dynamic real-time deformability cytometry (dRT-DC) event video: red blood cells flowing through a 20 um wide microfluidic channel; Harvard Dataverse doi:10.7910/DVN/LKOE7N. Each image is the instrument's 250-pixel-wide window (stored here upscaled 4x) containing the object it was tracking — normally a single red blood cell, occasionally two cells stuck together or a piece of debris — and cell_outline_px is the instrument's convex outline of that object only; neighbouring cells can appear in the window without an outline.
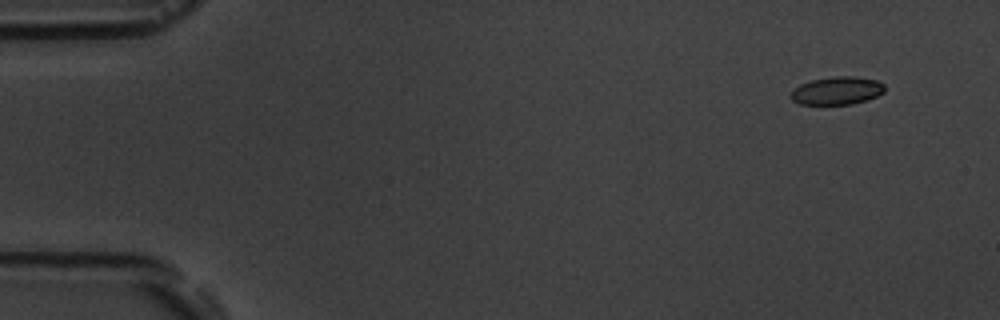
{"species": "common noctule bat (a hibernating species)", "species_latin": "Nyctalus noctula", "temperature_condition": "room temperature", "stored_images_in_passage": 5, "camera_frame_rate_fps": 3000, "um_per_image_px": 0.085, "animal": {"sex": "male", "body_mass_g": 19.5, "forearm_length_mm": 54.6}, "frame": {"image": 1, "passage_image": 2, "time_ms": 1.333, "image_size_px": [1000, 320], "cell_outline_px": [[884, 92], [868, 100], [852, 104], [800, 104], [792, 100], [788, 96], [800, 84], [812, 80], [836, 76], [856, 76], [880, 80], [884, 84]], "centroid_in_image_um": [71.18, 7.7], "position_along_channel_um": 13.8, "area_um2": 15.37}}
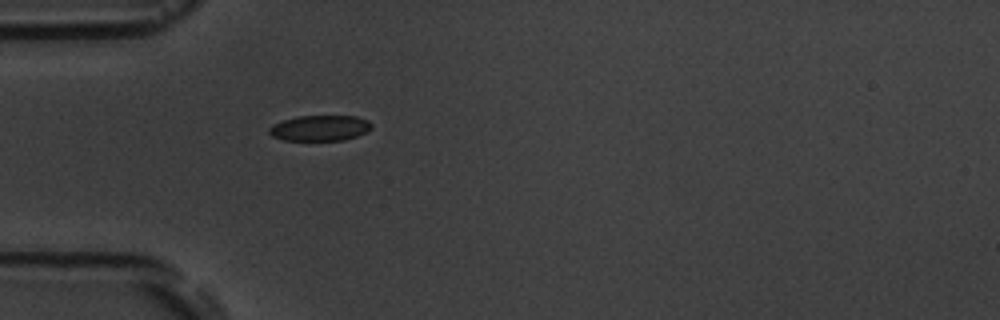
{"frame": {"image": 2, "passage_image": 5, "time_ms": 5.667, "image_size_px": [1000, 320], "cell_outline_px": [[372, 128], [368, 132], [344, 140], [284, 140], [272, 136], [268, 132], [268, 128], [272, 124], [284, 120], [300, 116], [356, 116], [368, 120], [372, 124]], "centroid_in_image_um": [27.21, 10.88], "position_along_channel_um": 57.8, "area_um2": 15.32}}